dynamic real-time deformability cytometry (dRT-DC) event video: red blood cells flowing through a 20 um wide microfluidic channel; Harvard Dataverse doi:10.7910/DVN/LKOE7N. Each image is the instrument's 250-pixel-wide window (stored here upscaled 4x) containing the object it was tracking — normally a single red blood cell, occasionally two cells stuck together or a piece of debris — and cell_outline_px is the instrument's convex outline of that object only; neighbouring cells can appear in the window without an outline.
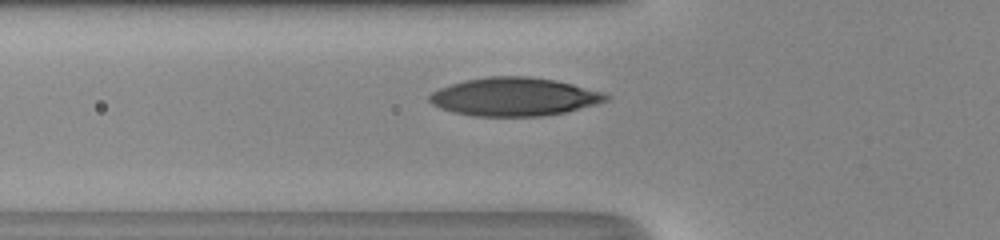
{"species": "human", "species_latin": "Homo sapiens", "temperature_condition": "room temperature", "stored_images_in_passage": 27, "camera_frame_rate_fps": 3000, "um_per_image_px": 0.085, "donor": {"sex": "male"}, "frame": {"image": 1, "passage_image": 4, "time_ms": 1.0, "image_size_px": [1000, 240], "cell_outline_px": [[612, 96], [608, 100], [596, 104], [564, 112], [544, 116], [472, 116], [452, 112], [440, 108], [432, 104], [428, 100], [428, 96], [432, 92], [440, 88], [464, 80], [488, 76], [528, 76], [556, 80], [604, 92]], "centroid_in_image_um": [43.71, 8.22], "position_along_channel_um": 82.1, "area_um2": 39.54}}
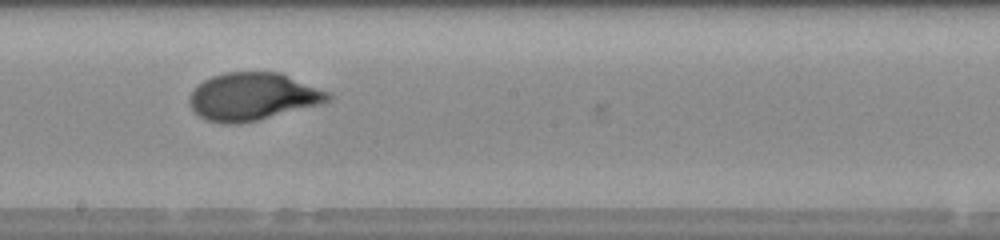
{"frame": {"image": 2, "passage_image": 14, "time_ms": 4.333, "image_size_px": [1000, 240], "cell_outline_px": [[332, 100], [320, 104], [240, 124], [224, 124], [208, 120], [200, 116], [192, 108], [188, 100], [192, 92], [204, 80], [212, 76], [224, 72], [280, 72], [332, 92]], "centroid_in_image_um": [21.53, 8.2], "position_along_channel_um": 226.7, "area_um2": 38.38}}
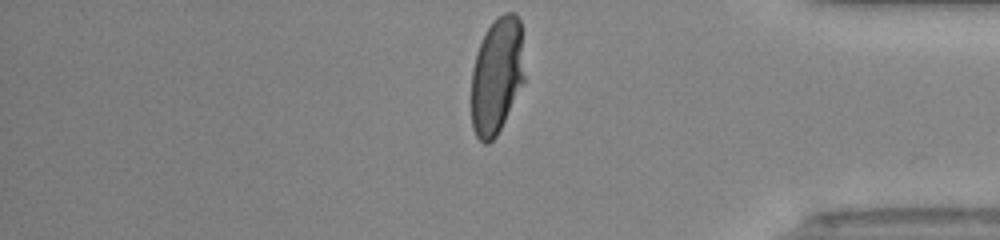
{"frame": {"image": 3, "passage_image": 27, "time_ms": 8.667, "image_size_px": [1000, 240], "cell_outline_px": [[524, 80], [496, 136], [488, 144], [484, 144], [476, 136], [472, 128], [472, 68], [480, 44], [488, 28], [504, 12], [512, 12], [520, 20], [524, 76]], "centroid_in_image_um": [42.21, 6.46], "position_along_channel_um": 393.0, "area_um2": 35.37}, "authors_computed_cell_mechanics": {"area_um2": 38.148, "velocity_mm_per_s": 4.3412, "shape_relaxation_time_tau1_ms": 4.8917, "shape_relaxation_time_tau2_ms": null, "deformation_change_tau1": 0.2314, "deformation_change_tau2": null}}